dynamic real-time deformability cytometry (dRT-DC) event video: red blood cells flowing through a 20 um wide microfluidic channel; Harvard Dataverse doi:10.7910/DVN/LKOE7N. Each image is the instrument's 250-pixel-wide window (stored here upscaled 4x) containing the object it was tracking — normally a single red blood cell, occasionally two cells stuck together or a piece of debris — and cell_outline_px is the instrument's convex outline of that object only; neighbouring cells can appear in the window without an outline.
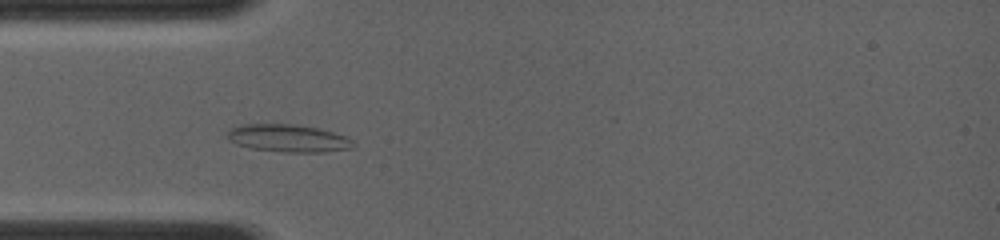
{"species": "common noctule bat (a hibernating species)", "species_latin": "Nyctalus noctula", "temperature_condition": "room temperature", "stored_images_in_passage": 26, "camera_frame_rate_fps": 4000, "um_per_image_px": 0.085, "animal": {"sex": "female", "body_mass_g": 19.0, "forearm_length_mm": 56.7}, "frame": {"image": 1, "passage_image": 9, "time_ms": 3.25, "image_size_px": [1000, 240], "cell_outline_px": [[356, 148], [324, 152], [284, 152], [252, 148], [236, 144], [228, 140], [224, 136], [232, 128], [240, 124], [296, 124], [316, 128], [348, 136], [356, 144]], "centroid_in_image_um": [24.52, 11.75], "position_along_channel_um": 60.5, "area_um2": 20.46}}
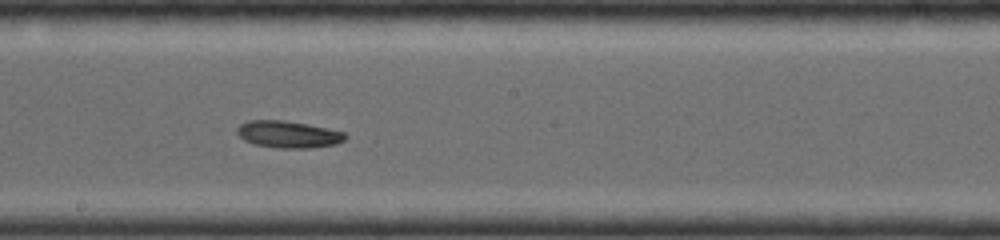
{"frame": {"image": 2, "passage_image": 19, "time_ms": 7.0, "image_size_px": [1000, 240], "cell_outline_px": [[348, 136], [344, 140], [336, 144], [308, 148], [280, 148], [252, 144], [244, 140], [236, 132], [236, 128], [240, 124], [248, 120], [284, 120], [344, 132]], "centroid_in_image_um": [24.46, 11.42], "position_along_channel_um": 223.7, "area_um2": 16.88}}
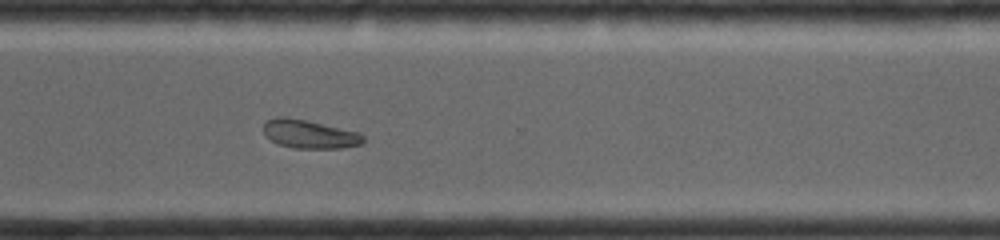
{"frame": {"image": 3, "passage_image": 26, "time_ms": 9.75, "image_size_px": [1000, 240], "cell_outline_px": [[364, 144], [344, 148], [296, 148], [276, 144], [264, 136], [264, 124], [268, 120], [280, 116], [284, 116], [308, 120], [360, 132], [364, 136]], "centroid_in_image_um": [26.33, 11.4], "position_along_channel_um": 344.3, "area_um2": 16.88}}